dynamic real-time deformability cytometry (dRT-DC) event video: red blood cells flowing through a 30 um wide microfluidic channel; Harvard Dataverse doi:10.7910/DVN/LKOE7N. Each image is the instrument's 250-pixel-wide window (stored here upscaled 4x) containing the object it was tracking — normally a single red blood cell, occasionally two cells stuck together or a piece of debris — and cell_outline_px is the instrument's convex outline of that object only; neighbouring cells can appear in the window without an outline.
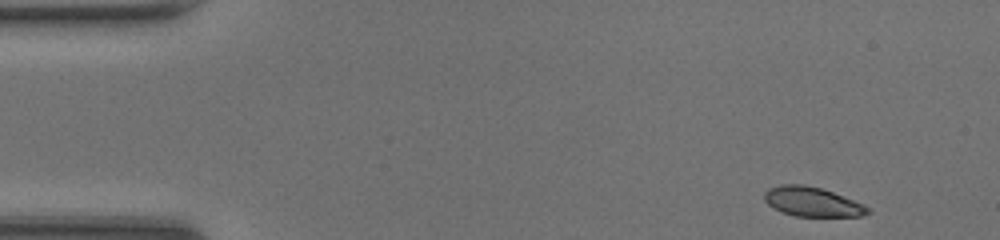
{"species": "common noctule bat (a hibernating species)", "species_latin": "Nyctalus noctula", "temperature_condition": "room temperature", "stored_images_in_passage": 45, "camera_frame_rate_fps": 3000, "um_per_image_px": 0.085, "animal": {"sex": "female", "body_mass_g": 20.0, "forearm_length_mm": 54.0}, "frame": {"image": 1, "passage_image": 1, "time_ms": 0.0, "image_size_px": [1000, 240], "cell_outline_px": [[872, 212], [864, 216], [796, 216], [780, 212], [768, 204], [764, 200], [764, 192], [768, 188], [780, 184], [804, 184], [820, 188], [832, 192], [864, 204], [872, 208]], "centroid_in_image_um": [69.05, 17.15], "position_along_channel_um": 15.9, "area_um2": 17.92}}
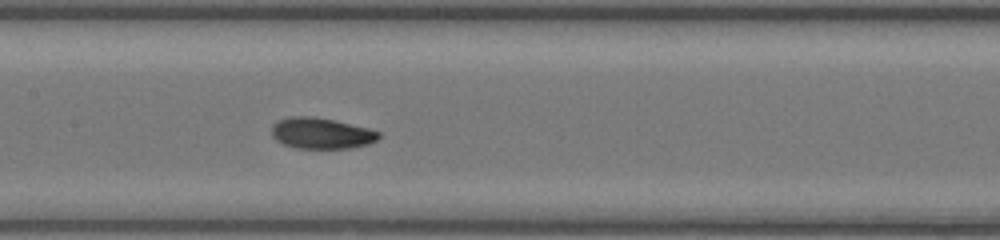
{"frame": {"image": 2, "passage_image": 20, "time_ms": 6.333, "image_size_px": [1000, 240], "cell_outline_px": [[380, 136], [376, 140], [368, 144], [352, 148], [296, 148], [284, 144], [276, 140], [272, 136], [272, 124], [288, 116], [312, 116], [332, 120], [368, 128], [380, 132]], "centroid_in_image_um": [27.29, 11.33], "position_along_channel_um": 180.1, "area_um2": 19.25}}
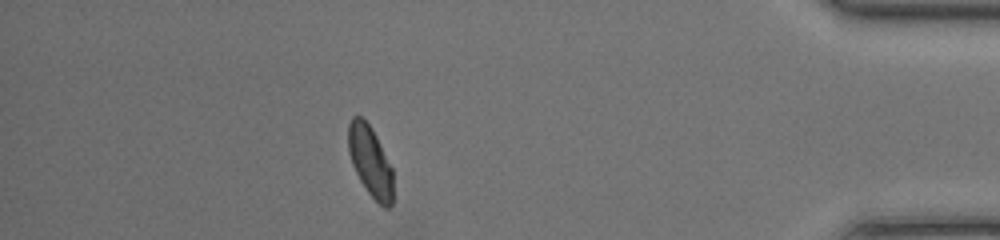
{"frame": {"image": 3, "passage_image": 39, "time_ms": 12.667, "image_size_px": [1000, 240], "cell_outline_px": [[392, 204], [388, 208], [384, 208], [368, 192], [360, 180], [352, 164], [348, 152], [348, 124], [352, 116], [360, 116], [372, 128], [392, 168]], "centroid_in_image_um": [31.45, 13.69], "position_along_channel_um": 403.7, "area_um2": 18.21}, "authors_computed_cell_mechanics": {"area_um2": 18.6694, "velocity_mm_per_s": 4.2945, "shape_relaxation_time_tau1_ms": 3.8996, "shape_relaxation_time_tau2_ms": 2.3685, "deformation_change_tau1": 0.1384, "deformation_change_tau2": 0.0673}}